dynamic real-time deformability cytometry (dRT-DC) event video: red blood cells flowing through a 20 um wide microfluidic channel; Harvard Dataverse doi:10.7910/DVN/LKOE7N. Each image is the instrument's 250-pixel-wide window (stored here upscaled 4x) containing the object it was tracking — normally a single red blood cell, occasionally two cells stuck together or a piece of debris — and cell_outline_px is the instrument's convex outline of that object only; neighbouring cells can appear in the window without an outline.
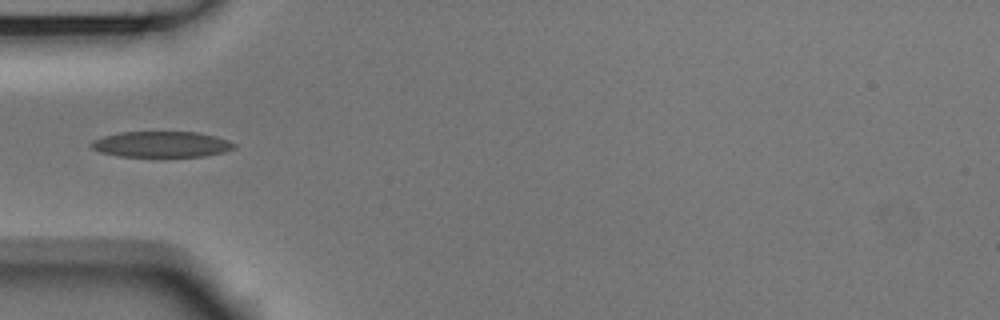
{"species": "Egyptian fruit bat (a non-hibernating species)", "species_latin": "Rousettus aegyptiacus", "temperature_condition": "room temperature", "stored_images_in_passage": 32, "camera_frame_rate_fps": 3000, "um_per_image_px": 0.085, "animal": {"sex": "male"}, "frame": {"image": 1, "passage_image": 1, "time_ms": 0.0, "image_size_px": [1000, 320], "cell_outline_px": [[236, 148], [224, 152], [204, 156], [120, 156], [100, 152], [92, 148], [88, 144], [92, 140], [104, 136], [120, 132], [196, 132], [216, 136], [228, 140], [236, 144]], "centroid_in_image_um": [13.73, 12.26], "position_along_channel_um": 71.3, "area_um2": 21.5}}
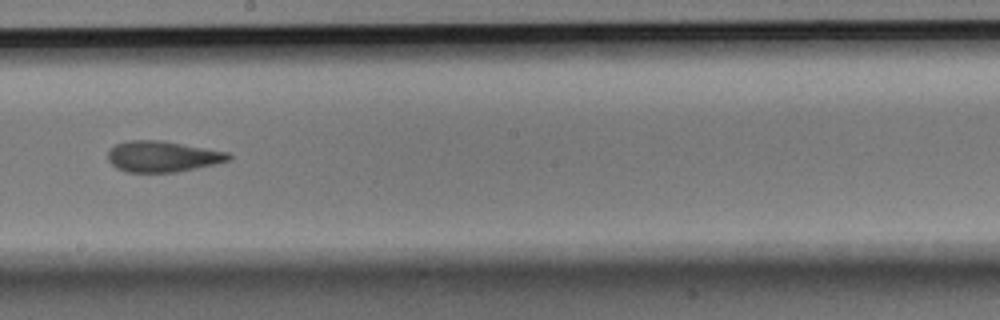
{"frame": {"image": 2, "passage_image": 14, "time_ms": 4.333, "image_size_px": [1000, 320], "cell_outline_px": [[232, 156], [228, 160], [196, 168], [176, 172], [124, 172], [116, 168], [108, 160], [108, 148], [116, 144], [128, 140], [160, 140], [228, 152]], "centroid_in_image_um": [13.75, 13.3], "position_along_channel_um": 234.5, "area_um2": 21.68}}
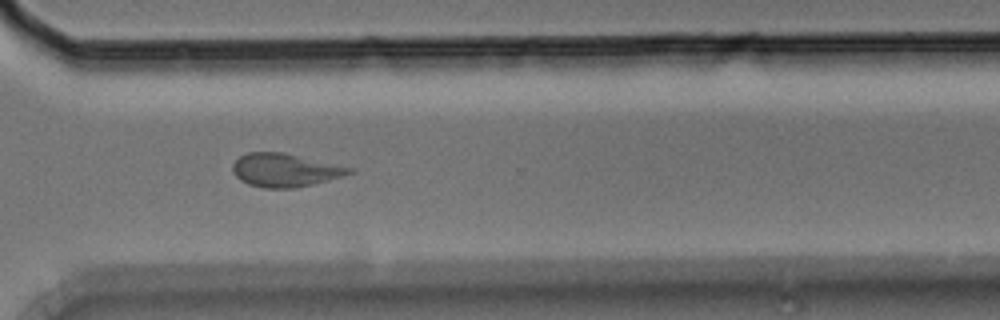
{"frame": {"image": 3, "passage_image": 23, "time_ms": 7.333, "image_size_px": [1000, 320], "cell_outline_px": [[352, 172], [344, 176], [312, 184], [292, 188], [264, 188], [248, 184], [240, 180], [236, 176], [232, 168], [232, 164], [240, 156], [248, 152], [280, 152], [352, 168]], "centroid_in_image_um": [24.17, 14.47], "position_along_channel_um": 346.4, "area_um2": 22.2}, "authors_computed_cell_mechanics": {"area_um2": 21.7328, "velocity_mm_per_s": 3.7466, "shape_relaxation_time_tau1_ms": 10.0056, "shape_relaxation_time_tau2_ms": 2.6465, "deformation_change_tau1": 0.2058, "deformation_change_tau2": 0.1039}}